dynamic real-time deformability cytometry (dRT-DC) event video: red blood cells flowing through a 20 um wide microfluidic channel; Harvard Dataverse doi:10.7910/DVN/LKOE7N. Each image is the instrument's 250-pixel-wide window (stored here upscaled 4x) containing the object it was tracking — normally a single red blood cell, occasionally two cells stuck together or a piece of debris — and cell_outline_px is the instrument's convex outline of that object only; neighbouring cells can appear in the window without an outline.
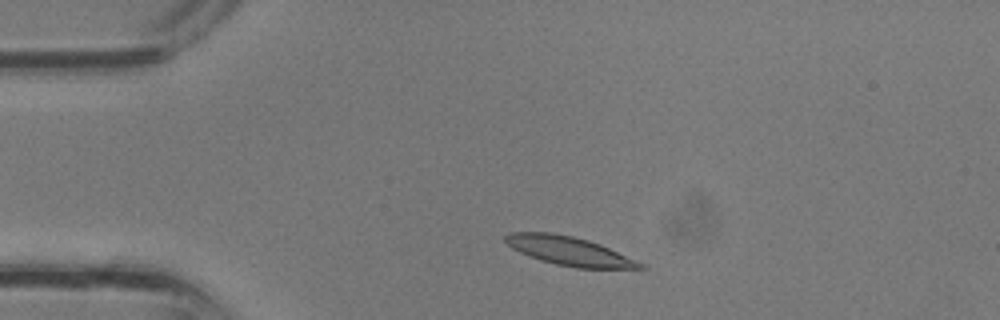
{"species": "common noctule bat (a hibernating species)", "species_latin": "Nyctalus noctula", "temperature_condition": "room temperature", "stored_images_in_passage": 29, "camera_frame_rate_fps": 3000, "um_per_image_px": 0.085, "animal": {"sex": "male", "body_mass_g": 13.3}, "frame": {"image": 1, "passage_image": 2, "time_ms": 0.333, "image_size_px": [1000, 320], "cell_outline_px": [[648, 268], [576, 268], [556, 264], [540, 260], [520, 252], [512, 248], [504, 240], [504, 236], [508, 232], [552, 232], [572, 236], [588, 240], [600, 244], [636, 260], [644, 264]], "centroid_in_image_um": [48.35, 21.32], "position_along_channel_um": 36.6, "area_um2": 22.48}}
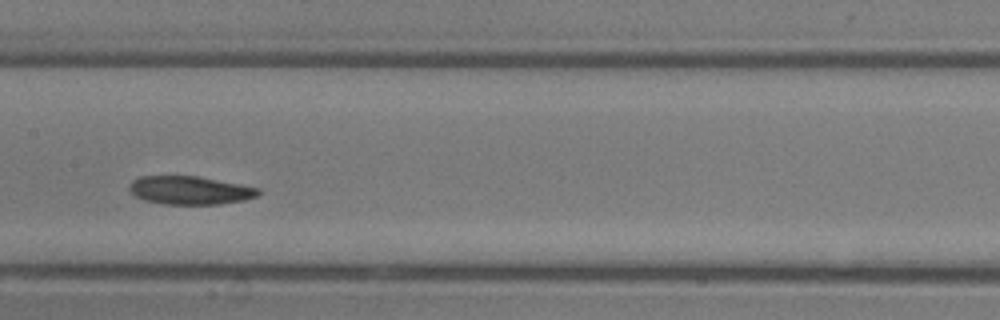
{"frame": {"image": 2, "passage_image": 12, "time_ms": 3.667, "image_size_px": [1000, 320], "cell_outline_px": [[260, 192], [256, 196], [244, 200], [220, 204], [164, 204], [144, 200], [136, 196], [128, 188], [128, 184], [132, 180], [140, 176], [196, 176], [260, 188]], "centroid_in_image_um": [16.11, 16.17], "position_along_channel_um": 191.3, "area_um2": 21.15}}
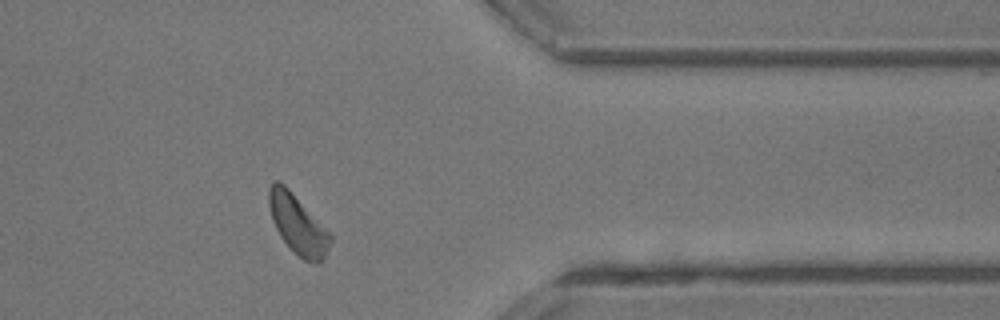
{"frame": {"image": 3, "passage_image": 23, "time_ms": 7.333, "image_size_px": [1000, 320], "cell_outline_px": [[332, 240], [324, 260], [320, 264], [316, 264], [304, 260], [280, 236], [272, 220], [268, 204], [268, 188], [276, 180], [284, 184], [288, 188], [332, 236]], "centroid_in_image_um": [25.31, 19.09], "position_along_channel_um": 386.1, "area_um2": 20.75}}